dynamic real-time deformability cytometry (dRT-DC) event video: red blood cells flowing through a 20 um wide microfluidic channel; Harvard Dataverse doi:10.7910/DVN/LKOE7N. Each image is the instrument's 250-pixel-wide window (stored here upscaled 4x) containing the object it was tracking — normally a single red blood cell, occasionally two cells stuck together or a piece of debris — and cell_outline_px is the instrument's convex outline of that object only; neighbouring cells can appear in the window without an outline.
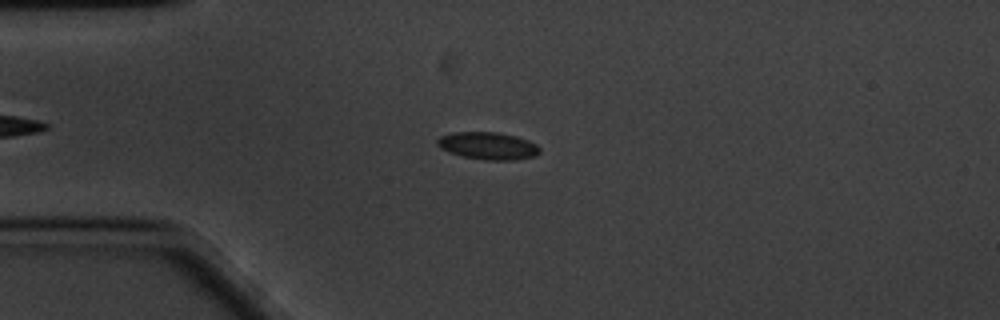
{"species": "common noctule bat (a hibernating species)", "species_latin": "Nyctalus noctula", "temperature_condition": "cold", "stored_images_in_passage": 55, "camera_frame_rate_fps": 3000, "um_per_image_px": 0.085, "animal": {"sex": "male", "body_mass_g": 20.1, "forearm_length_mm": 53.5}, "frame": {"image": 1, "passage_image": 14, "time_ms": 4.333, "image_size_px": [1000, 320], "cell_outline_px": [[540, 152], [536, 156], [512, 160], [484, 160], [464, 156], [448, 152], [440, 148], [436, 144], [436, 140], [440, 136], [452, 132], [496, 132], [516, 136], [528, 140], [536, 144], [540, 148]], "centroid_in_image_um": [41.47, 12.39], "position_along_channel_um": 43.5, "area_um2": 16.42}}
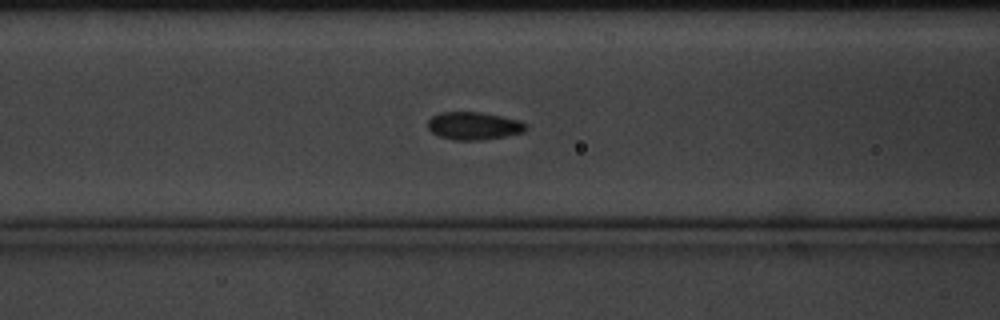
{"frame": {"image": 2, "passage_image": 23, "time_ms": 7.333, "image_size_px": [1000, 320], "cell_outline_px": [[528, 128], [524, 132], [504, 136], [480, 140], [452, 140], [440, 136], [432, 132], [428, 128], [428, 120], [432, 116], [440, 112], [480, 112], [520, 120], [528, 124]], "centroid_in_image_um": [40.29, 10.69], "position_along_channel_um": 126.3, "area_um2": 15.9}}
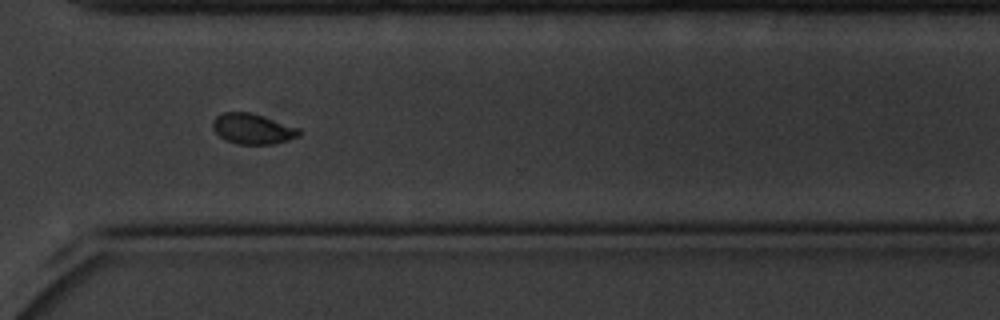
{"frame": {"image": 3, "passage_image": 43, "time_ms": 14.0, "image_size_px": [1000, 320], "cell_outline_px": [[304, 132], [300, 136], [272, 144], [240, 144], [228, 140], [220, 136], [212, 128], [212, 124], [216, 116], [224, 112], [248, 112], [300, 128]], "centroid_in_image_um": [21.5, 10.95], "position_along_channel_um": 349.1, "area_um2": 15.09}, "authors_computed_cell_mechanics": {"area_um2": 15.7794, "velocity_mm_per_s": 3.3466, "shape_relaxation_time_tau1_ms": 2.0446, "shape_relaxation_time_tau2_ms": 1.6977, "deformation_change_tau1": 0.086, "deformation_change_tau2": 0.041}}